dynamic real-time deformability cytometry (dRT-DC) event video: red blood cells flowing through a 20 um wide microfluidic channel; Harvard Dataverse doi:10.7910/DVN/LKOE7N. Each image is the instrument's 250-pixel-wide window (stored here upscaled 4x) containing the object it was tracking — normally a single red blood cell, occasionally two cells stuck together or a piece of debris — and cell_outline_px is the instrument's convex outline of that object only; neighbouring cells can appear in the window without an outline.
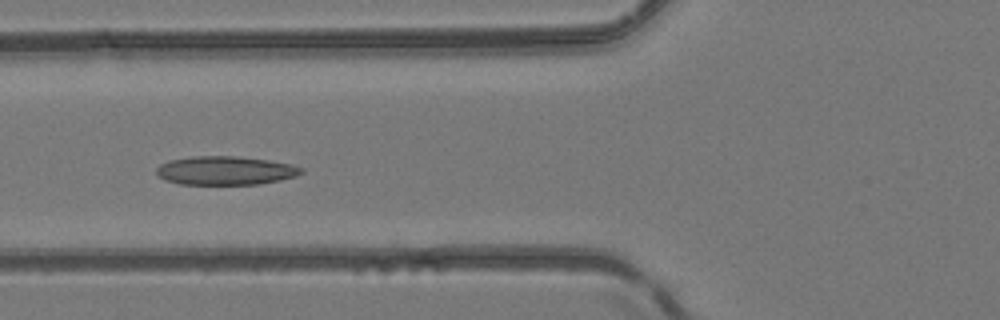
{"species": "common noctule bat (a hibernating species)", "species_latin": "Nyctalus noctula", "temperature_condition": "room temperature", "stored_images_in_passage": 6, "camera_frame_rate_fps": 3000, "um_per_image_px": 0.085, "animal": {"sex": "female", "body_mass_g": 24.6, "forearm_length_mm": 56.2}, "frame": {"image": 1, "passage_image": 5, "time_ms": 4.667, "image_size_px": [1000, 320], "cell_outline_px": [[304, 172], [296, 176], [280, 180], [260, 184], [180, 184], [164, 180], [156, 176], [156, 168], [160, 164], [168, 160], [192, 156], [236, 156], [268, 160], [292, 164], [304, 168]], "centroid_in_image_um": [19.14, 14.49], "position_along_channel_um": 106.7, "area_um2": 24.45}}
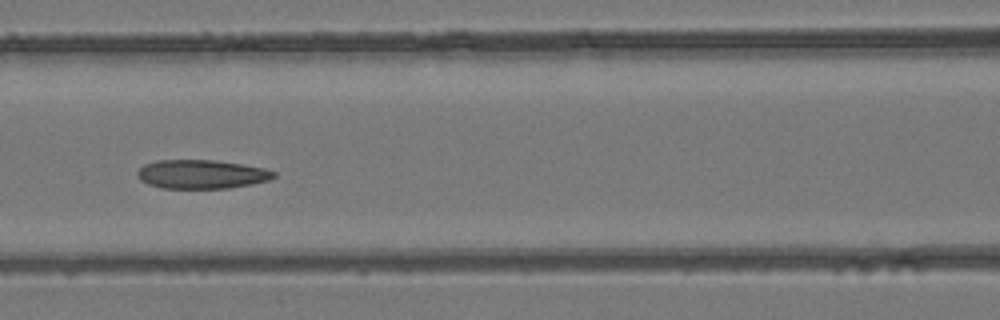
{"frame": {"image": 2, "passage_image": 6, "time_ms": 5.667, "image_size_px": [1000, 320], "cell_outline_px": [[276, 176], [268, 180], [252, 184], [228, 188], [160, 188], [148, 184], [140, 180], [136, 176], [136, 172], [144, 164], [156, 160], [212, 160], [240, 164], [264, 168], [276, 172]], "centroid_in_image_um": [17.09, 14.81], "position_along_channel_um": 149.5, "area_um2": 22.95}}